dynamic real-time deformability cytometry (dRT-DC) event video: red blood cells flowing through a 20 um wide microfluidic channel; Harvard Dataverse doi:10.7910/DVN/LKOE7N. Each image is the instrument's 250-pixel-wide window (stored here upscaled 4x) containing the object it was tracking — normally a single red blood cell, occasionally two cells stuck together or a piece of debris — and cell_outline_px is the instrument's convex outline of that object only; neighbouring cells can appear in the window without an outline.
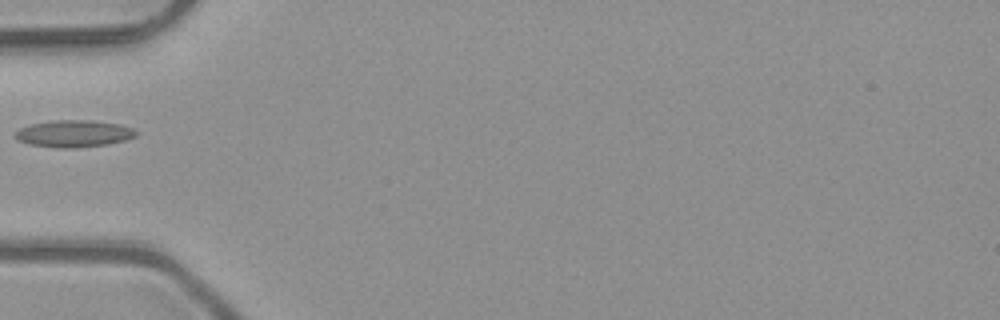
{"species": "common noctule bat (a hibernating species)", "species_latin": "Nyctalus noctula", "temperature_condition": "room temperature", "stored_images_in_passage": 5, "camera_frame_rate_fps": 3000, "um_per_image_px": 0.085, "animal": {"sex": "male", "body_mass_g": 23.1, "forearm_length_mm": 52.7}, "frame": {"image": 1, "passage_image": 5, "time_ms": 1.333, "image_size_px": [1000, 320], "cell_outline_px": [[136, 136], [124, 140], [108, 144], [72, 148], [60, 148], [28, 144], [16, 140], [12, 136], [20, 128], [32, 124], [48, 120], [92, 120], [120, 124], [132, 128], [136, 132]], "centroid_in_image_um": [6.23, 11.35], "position_along_channel_um": 78.8, "area_um2": 19.07}}